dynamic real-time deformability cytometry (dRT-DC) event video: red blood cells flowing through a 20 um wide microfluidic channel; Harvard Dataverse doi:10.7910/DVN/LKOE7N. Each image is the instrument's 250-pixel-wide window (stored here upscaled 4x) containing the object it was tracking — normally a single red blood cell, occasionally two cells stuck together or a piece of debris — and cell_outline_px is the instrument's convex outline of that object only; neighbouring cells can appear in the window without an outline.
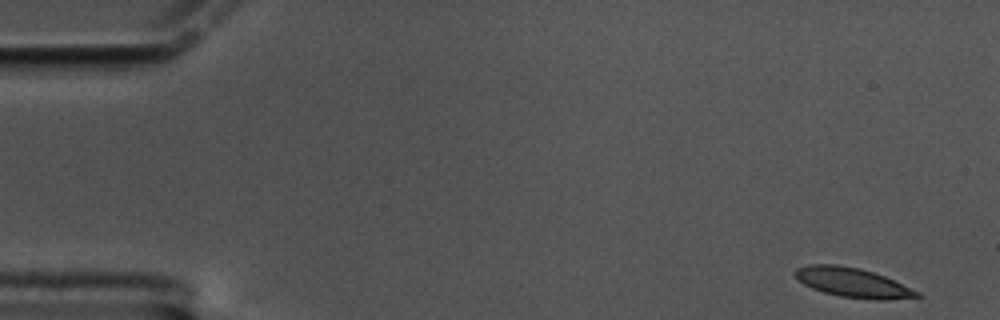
{"species": "common noctule bat (a hibernating species)", "species_latin": "Nyctalus noctula", "temperature_condition": "cold", "stored_images_in_passage": 58, "camera_frame_rate_fps": 3000, "um_per_image_px": 0.085, "animal": {"sex": "male", "body_mass_g": 17.5, "forearm_length_mm": 52.3}, "frame": {"image": 1, "passage_image": 1, "time_ms": 0.0, "image_size_px": [1000, 320], "cell_outline_px": [[920, 296], [888, 300], [876, 300], [840, 296], [824, 292], [812, 288], [804, 284], [792, 272], [796, 268], [808, 264], [836, 264], [860, 268], [884, 276], [920, 292]], "centroid_in_image_um": [72.45, 24.01], "position_along_channel_um": 12.6, "area_um2": 20.75}}
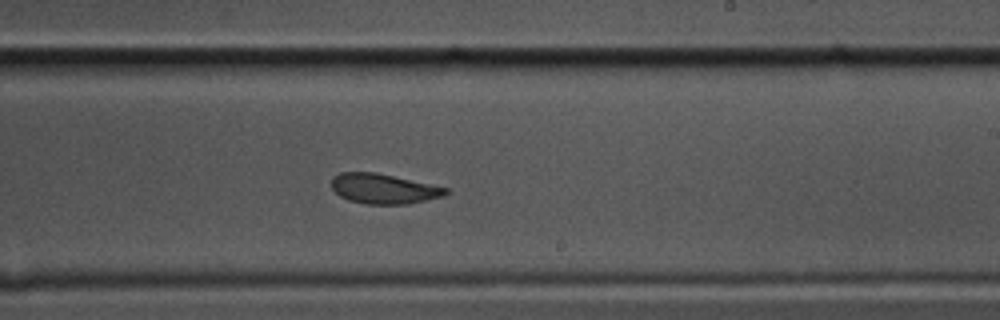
{"frame": {"image": 2, "passage_image": 34, "time_ms": 11.0, "image_size_px": [1000, 320], "cell_outline_px": [[448, 192], [444, 196], [408, 204], [364, 204], [348, 200], [340, 196], [332, 188], [332, 176], [340, 172], [376, 172], [448, 188]], "centroid_in_image_um": [32.58, 16.04], "position_along_channel_um": 256.4, "area_um2": 19.94}}
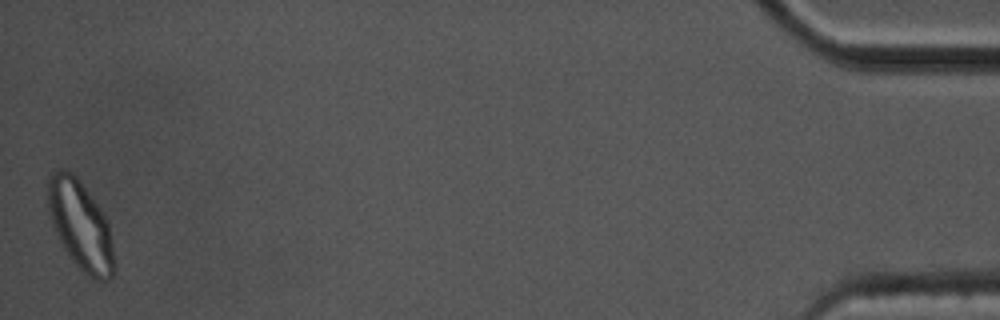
{"frame": {"image": 3, "passage_image": 58, "time_ms": 19.0, "image_size_px": [1000, 320], "cell_outline_px": [[116, 268], [112, 276], [108, 280], [96, 280], [84, 272], [72, 260], [60, 244], [56, 236], [52, 224], [48, 208], [48, 176], [56, 168], [64, 168], [72, 172], [76, 176], [104, 212], [108, 220], [116, 264]], "centroid_in_image_um": [6.85, 19.14], "position_along_channel_um": 428.4, "area_um2": 34.85}, "authors_computed_cell_mechanics": {"area_um2": 20.9814, "velocity_mm_per_s": 3.3053, "shape_relaxation_time_tau1_ms": 5.7523, "shape_relaxation_time_tau2_ms": 0.8999, "deformation_change_tau1": 0.1517, "deformation_change_tau2": 0.0592}}